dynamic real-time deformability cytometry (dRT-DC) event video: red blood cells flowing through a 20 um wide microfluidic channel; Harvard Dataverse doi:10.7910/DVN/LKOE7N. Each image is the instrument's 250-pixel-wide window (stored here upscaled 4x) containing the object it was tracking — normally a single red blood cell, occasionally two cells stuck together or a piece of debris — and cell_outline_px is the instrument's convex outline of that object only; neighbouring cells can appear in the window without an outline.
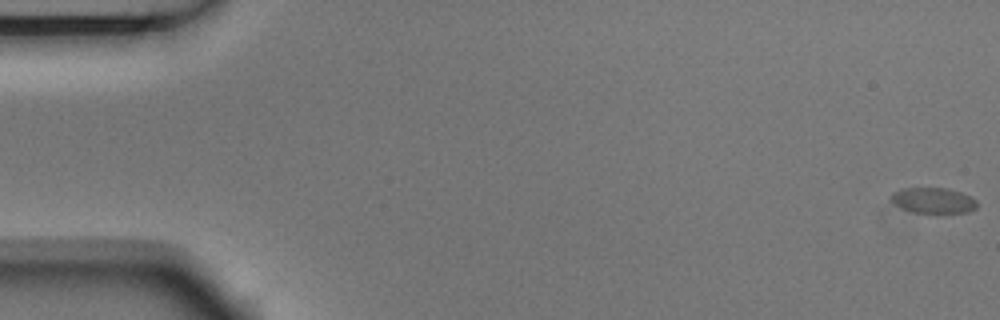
{"species": "Egyptian fruit bat (a non-hibernating species)", "species_latin": "Rousettus aegyptiacus", "temperature_condition": "room temperature", "stored_images_in_passage": 6, "camera_frame_rate_fps": 3000, "um_per_image_px": 0.085, "animal": {"sex": "male"}, "frame": {"image": 1, "passage_image": 1, "time_ms": 0.0, "image_size_px": [1000, 320], "cell_outline_px": [[976, 208], [968, 212], [936, 216], [912, 212], [900, 208], [892, 200], [892, 192], [900, 188], [944, 188], [960, 192], [976, 200]], "centroid_in_image_um": [79.32, 17.1], "position_along_channel_um": 5.7, "area_um2": 13.35}}
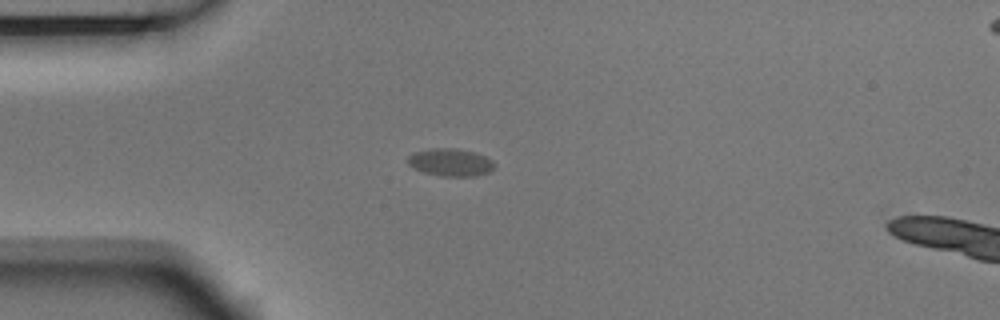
{"frame": {"image": 2, "passage_image": 5, "time_ms": 1.333, "image_size_px": [1000, 320], "cell_outline_px": [[496, 164], [488, 172], [476, 176], [440, 176], [424, 172], [412, 168], [408, 164], [408, 156], [412, 152], [428, 148], [456, 148], [476, 152], [492, 160]], "centroid_in_image_um": [38.26, 13.78], "position_along_channel_um": 46.7, "area_um2": 14.1}}